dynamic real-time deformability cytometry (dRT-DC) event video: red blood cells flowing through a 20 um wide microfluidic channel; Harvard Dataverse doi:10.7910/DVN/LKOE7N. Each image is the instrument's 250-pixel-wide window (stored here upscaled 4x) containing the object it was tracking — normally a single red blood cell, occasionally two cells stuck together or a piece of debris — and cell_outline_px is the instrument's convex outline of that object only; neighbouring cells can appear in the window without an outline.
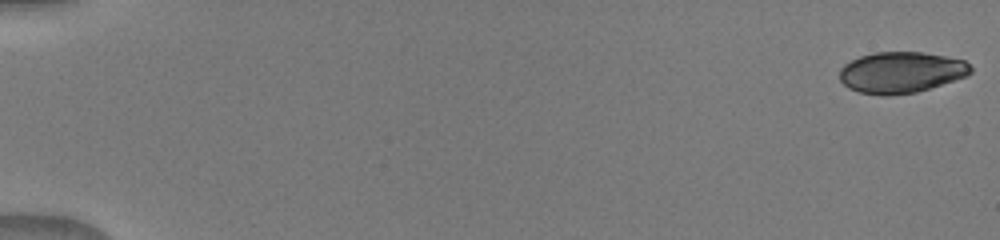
{"species": "human", "species_latin": "Homo sapiens", "temperature_condition": "warm", "stored_images_in_passage": 38, "camera_frame_rate_fps": 3000, "um_per_image_px": 0.085, "donor": {"sex": "male"}, "frame": {"image": 1, "passage_image": 1, "time_ms": 0.0, "image_size_px": [1000, 240], "cell_outline_px": [[972, 72], [964, 76], [916, 92], [888, 96], [884, 96], [860, 92], [848, 88], [840, 80], [840, 68], [844, 64], [860, 56], [872, 52], [924, 52], [964, 60], [972, 68]], "centroid_in_image_um": [76.55, 6.14], "position_along_channel_um": 8.5, "area_um2": 31.21}}
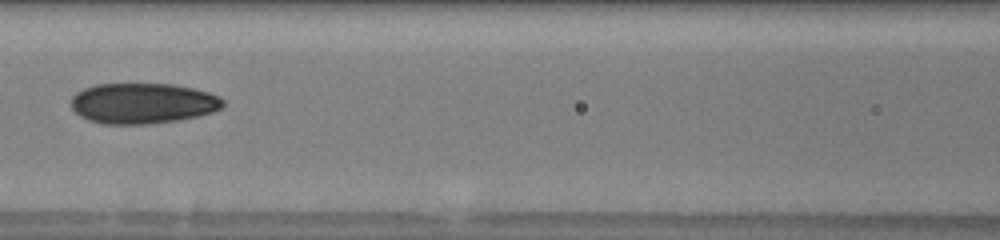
{"frame": {"image": 2, "passage_image": 21, "time_ms": 8.0, "image_size_px": [1000, 240], "cell_outline_px": [[224, 104], [220, 108], [212, 112], [196, 116], [176, 120], [148, 124], [100, 124], [88, 120], [80, 116], [72, 108], [72, 96], [76, 92], [84, 88], [96, 84], [172, 84], [192, 88], [208, 92], [220, 96], [224, 100]], "centroid_in_image_um": [12.11, 8.78], "position_along_channel_um": 154.5, "area_um2": 35.89}}
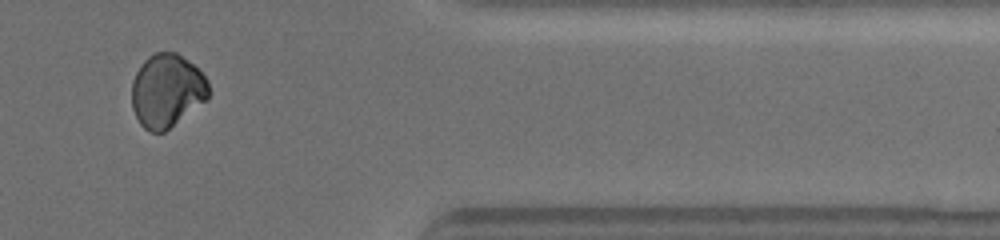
{"frame": {"image": 3, "passage_image": 36, "time_ms": 14.333, "image_size_px": [1000, 240], "cell_outline_px": [[208, 100], [164, 132], [152, 132], [144, 128], [140, 124], [132, 108], [132, 80], [136, 72], [144, 60], [152, 52], [176, 52], [188, 60], [208, 80]], "centroid_in_image_um": [14.18, 7.71], "position_along_channel_um": 397.2, "area_um2": 32.95}}